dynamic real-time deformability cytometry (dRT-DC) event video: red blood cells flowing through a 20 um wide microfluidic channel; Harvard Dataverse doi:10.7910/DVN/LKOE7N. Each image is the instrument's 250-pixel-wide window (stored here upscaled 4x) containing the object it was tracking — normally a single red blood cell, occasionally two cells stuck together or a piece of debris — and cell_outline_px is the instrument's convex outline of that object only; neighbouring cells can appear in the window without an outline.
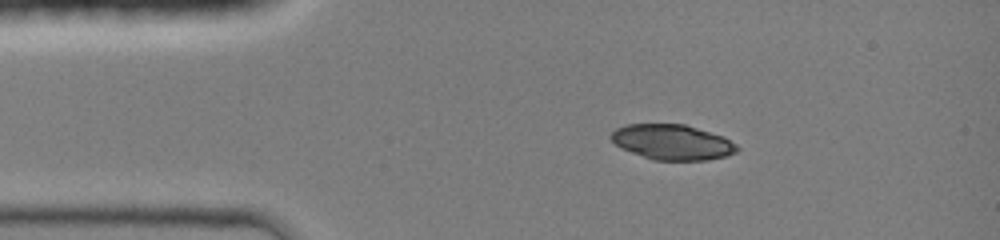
{"species": "common noctule bat (a hibernating species)", "species_latin": "Nyctalus noctula", "temperature_condition": "room temperature", "stored_images_in_passage": 38, "camera_frame_rate_fps": 3000, "um_per_image_px": 0.085, "animal": {"sex": "female", "body_mass_g": 19.0, "forearm_length_mm": 51.5}, "frame": {"image": 1, "passage_image": 1, "time_ms": 0.0, "image_size_px": [1000, 240], "cell_outline_px": [[740, 148], [736, 152], [724, 156], [708, 160], [652, 160], [620, 148], [608, 136], [616, 128], [628, 124], [684, 124], [724, 136], [736, 144]], "centroid_in_image_um": [57.13, 12.08], "position_along_channel_um": 27.9, "area_um2": 25.95}}
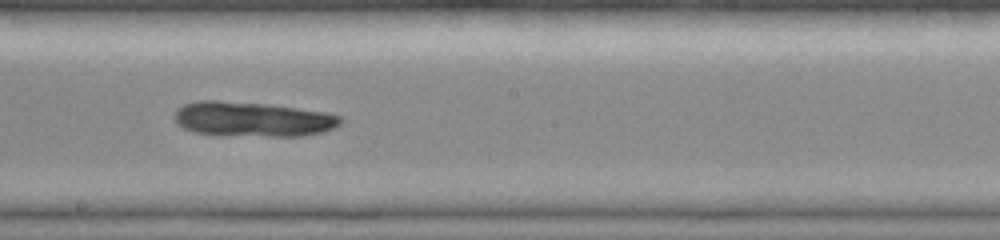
{"frame": {"image": 2, "passage_image": 18, "time_ms": 5.667, "image_size_px": [1000, 240], "cell_outline_px": [[344, 120], [340, 124], [324, 132], [300, 136], [268, 136], [192, 132], [184, 128], [172, 116], [176, 108], [184, 104], [196, 100], [220, 100], [268, 104], [328, 112], [340, 116]], "centroid_in_image_um": [21.48, 10.11], "position_along_channel_um": 226.7, "area_um2": 33.64}}
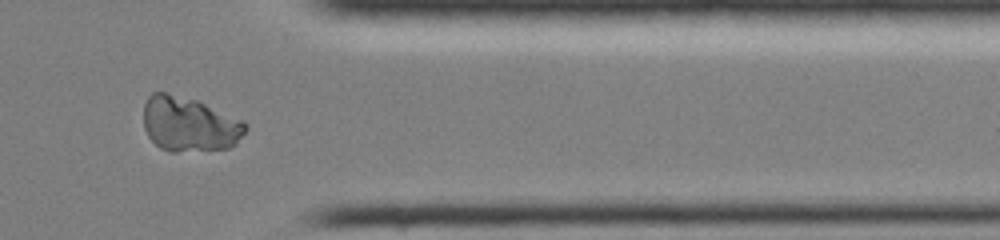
{"frame": {"image": 3, "passage_image": 30, "time_ms": 9.667, "image_size_px": [1000, 240], "cell_outline_px": [[248, 128], [236, 144], [228, 148], [176, 152], [172, 152], [160, 148], [148, 136], [144, 128], [144, 104], [148, 96], [152, 92], [168, 92], [196, 100], [244, 120], [248, 124]], "centroid_in_image_um": [16.1, 10.55], "position_along_channel_um": 395.3, "area_um2": 32.77}}